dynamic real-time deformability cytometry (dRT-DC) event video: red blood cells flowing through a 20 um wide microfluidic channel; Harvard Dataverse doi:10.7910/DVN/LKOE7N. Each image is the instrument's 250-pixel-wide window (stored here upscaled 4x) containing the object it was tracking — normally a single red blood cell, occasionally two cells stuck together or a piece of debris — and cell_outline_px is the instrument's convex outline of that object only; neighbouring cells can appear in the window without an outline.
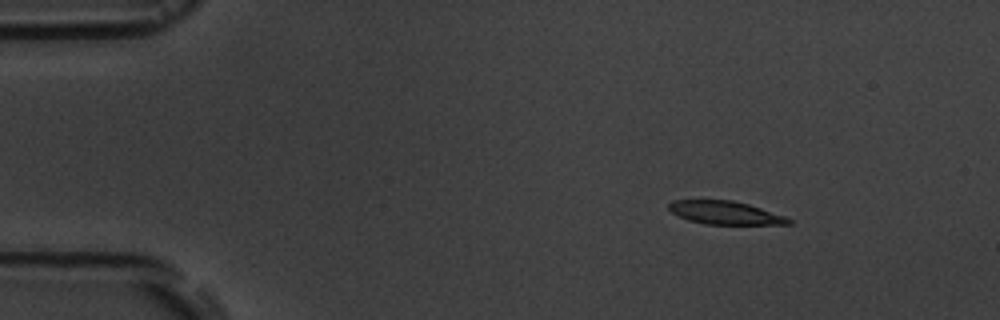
{"species": "common noctule bat (a hibernating species)", "species_latin": "Nyctalus noctula", "temperature_condition": "room temperature", "stored_images_in_passage": 10, "camera_frame_rate_fps": 3000, "um_per_image_px": 0.085, "animal": {"sex": "male", "body_mass_g": 19.5, "forearm_length_mm": 54.6}, "frame": {"image": 1, "passage_image": 2, "time_ms": 1.0, "image_size_px": [1000, 320], "cell_outline_px": [[792, 224], [704, 224], [688, 220], [672, 212], [668, 208], [668, 204], [672, 200], [732, 200], [748, 204], [784, 216], [792, 220]], "centroid_in_image_um": [61.61, 18.08], "position_along_channel_um": 23.4, "area_um2": 16.01}}
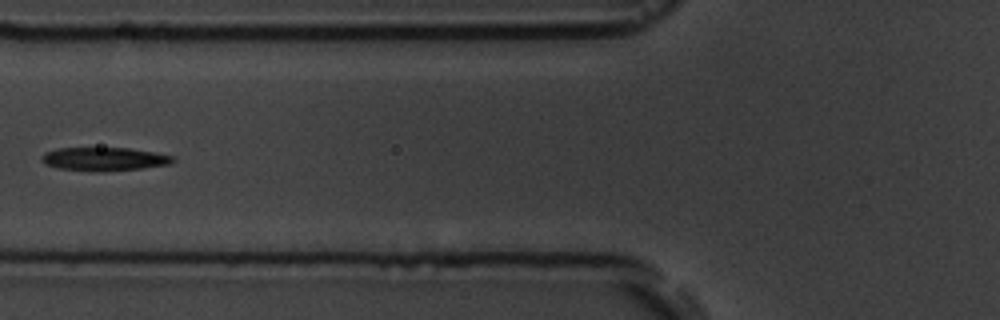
{"frame": {"image": 2, "passage_image": 6, "time_ms": 5.667, "image_size_px": [1000, 320], "cell_outline_px": [[176, 160], [168, 164], [140, 168], [100, 172], [92, 172], [60, 168], [44, 164], [40, 160], [40, 156], [44, 152], [56, 148], [128, 148], [156, 152], [172, 156]], "centroid_in_image_um": [8.79, 13.51], "position_along_channel_um": 117.0, "area_um2": 18.03}}
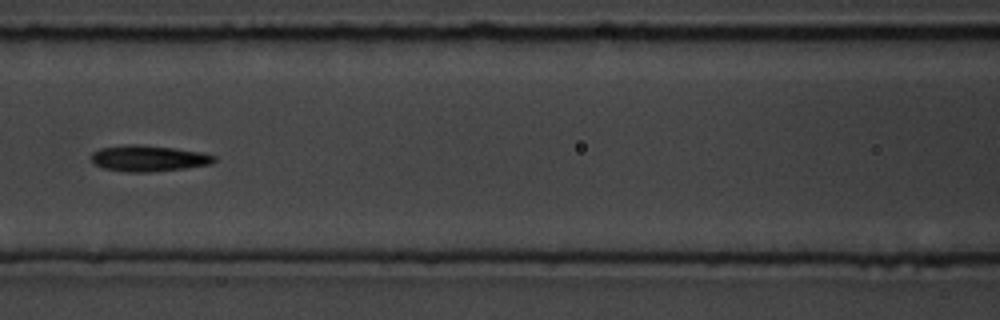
{"frame": {"image": 3, "passage_image": 7, "time_ms": 6.667, "image_size_px": [1000, 320], "cell_outline_px": [[216, 160], [212, 164], [188, 168], [148, 172], [128, 172], [104, 168], [92, 164], [92, 152], [100, 148], [124, 144], [136, 144], [172, 148], [204, 152], [216, 156]], "centroid_in_image_um": [12.64, 13.46], "position_along_channel_um": 154.0, "area_um2": 18.84}}